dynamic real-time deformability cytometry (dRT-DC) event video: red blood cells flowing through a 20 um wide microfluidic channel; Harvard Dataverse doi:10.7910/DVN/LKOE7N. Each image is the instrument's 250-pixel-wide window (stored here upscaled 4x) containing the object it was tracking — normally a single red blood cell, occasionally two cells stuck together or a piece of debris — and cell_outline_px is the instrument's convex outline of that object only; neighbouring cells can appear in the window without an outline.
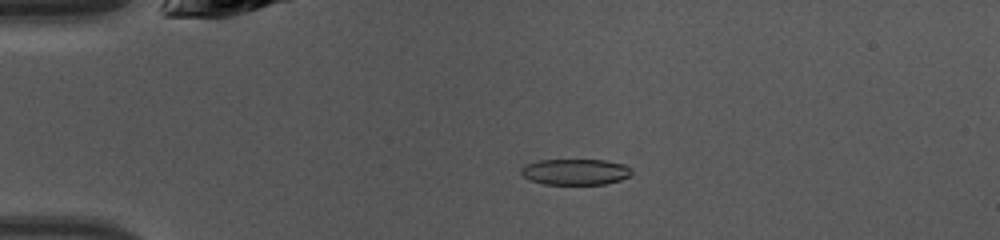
{"species": "common noctule bat (a hibernating species)", "species_latin": "Nyctalus noctula", "temperature_condition": "warm", "stored_images_in_passage": 21, "camera_frame_rate_fps": 3000, "um_per_image_px": 0.085, "animal": {"sex": "female", "body_mass_g": 10.0, "forearm_length_mm": 53.1}, "frame": {"image": 1, "passage_image": 2, "time_ms": 0.333, "image_size_px": [1000, 240], "cell_outline_px": [[632, 172], [628, 176], [620, 180], [604, 184], [544, 184], [532, 180], [524, 176], [520, 172], [520, 168], [524, 164], [540, 160], [604, 160], [624, 164], [632, 168]], "centroid_in_image_um": [48.9, 14.6], "position_along_channel_um": 36.1, "area_um2": 16.7}}
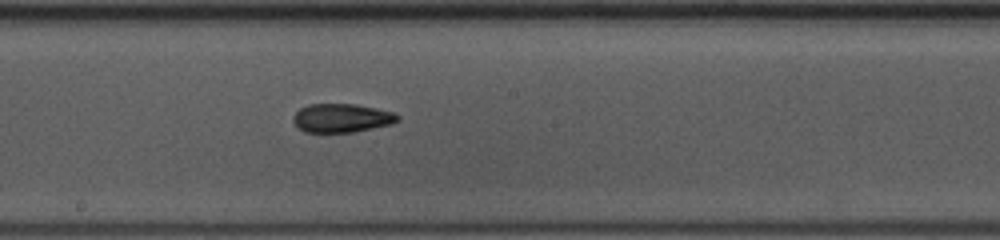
{"frame": {"image": 2, "passage_image": 17, "time_ms": 5.333, "image_size_px": [1000, 240], "cell_outline_px": [[400, 120], [392, 124], [352, 132], [304, 132], [296, 128], [292, 120], [292, 116], [300, 108], [308, 104], [356, 104], [396, 112], [400, 116]], "centroid_in_image_um": [29.04, 10.03], "position_along_channel_um": 219.2, "area_um2": 17.74}}
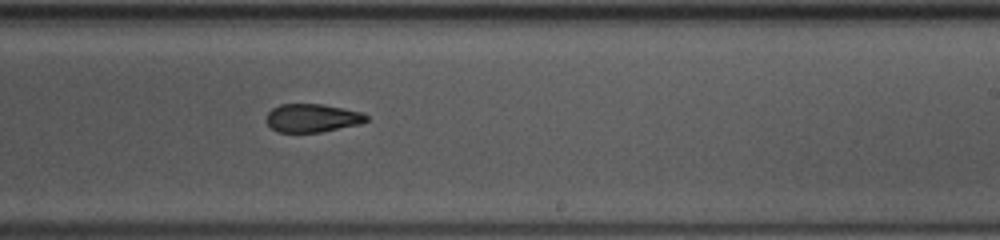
{"frame": {"image": 3, "passage_image": 20, "time_ms": 6.333, "image_size_px": [1000, 240], "cell_outline_px": [[368, 120], [360, 124], [320, 132], [276, 132], [264, 120], [268, 112], [272, 108], [280, 104], [320, 104], [344, 108], [364, 112], [368, 116]], "centroid_in_image_um": [26.54, 10.02], "position_along_channel_um": 262.5, "area_um2": 16.65}}